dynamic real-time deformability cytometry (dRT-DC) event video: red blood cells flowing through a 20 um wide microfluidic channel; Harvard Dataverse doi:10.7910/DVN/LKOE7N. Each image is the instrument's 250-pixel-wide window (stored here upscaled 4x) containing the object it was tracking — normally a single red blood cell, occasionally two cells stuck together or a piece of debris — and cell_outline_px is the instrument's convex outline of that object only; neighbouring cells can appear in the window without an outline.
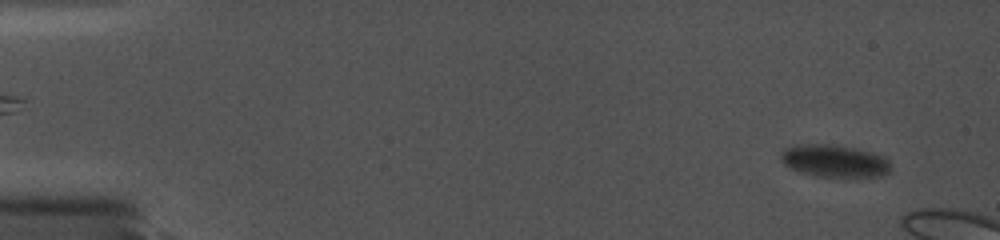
{"species": "common noctule bat (a hibernating species)", "species_latin": "Nyctalus noctula", "temperature_condition": "cold", "stored_images_in_passage": 25, "camera_frame_rate_fps": 5000, "um_per_image_px": 0.085, "animal": {"sex": "female", "body_mass_g": 19.0, "forearm_length_mm": 56.7}, "frame": {"image": 1, "passage_image": 10, "time_ms": 1.6, "image_size_px": [1000, 240], "cell_outline_px": [[892, 168], [888, 172], [880, 176], [816, 176], [800, 172], [784, 164], [780, 160], [780, 152], [784, 148], [804, 144], [832, 144], [856, 148], [884, 156], [888, 160]], "centroid_in_image_um": [70.91, 13.66], "position_along_channel_um": 14.1, "area_um2": 20.63}}